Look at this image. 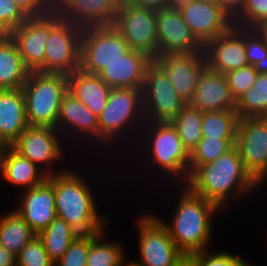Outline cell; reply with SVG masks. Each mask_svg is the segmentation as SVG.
Wrapping results in <instances>:
<instances>
[{
	"label": "cell",
	"instance_id": "29",
	"mask_svg": "<svg viewBox=\"0 0 267 266\" xmlns=\"http://www.w3.org/2000/svg\"><path fill=\"white\" fill-rule=\"evenodd\" d=\"M79 236L71 226L56 217L43 231L38 234L50 258L56 262L69 248L70 243Z\"/></svg>",
	"mask_w": 267,
	"mask_h": 266
},
{
	"label": "cell",
	"instance_id": "10",
	"mask_svg": "<svg viewBox=\"0 0 267 266\" xmlns=\"http://www.w3.org/2000/svg\"><path fill=\"white\" fill-rule=\"evenodd\" d=\"M234 147L246 171L262 184L267 178V117L239 119Z\"/></svg>",
	"mask_w": 267,
	"mask_h": 266
},
{
	"label": "cell",
	"instance_id": "18",
	"mask_svg": "<svg viewBox=\"0 0 267 266\" xmlns=\"http://www.w3.org/2000/svg\"><path fill=\"white\" fill-rule=\"evenodd\" d=\"M157 56L166 53H193L203 46L192 35L180 11L169 8L156 11Z\"/></svg>",
	"mask_w": 267,
	"mask_h": 266
},
{
	"label": "cell",
	"instance_id": "50",
	"mask_svg": "<svg viewBox=\"0 0 267 266\" xmlns=\"http://www.w3.org/2000/svg\"><path fill=\"white\" fill-rule=\"evenodd\" d=\"M131 262H127L126 260H125V262L123 261L119 266H124L125 265V263H126V266H138L135 262H134V260H130Z\"/></svg>",
	"mask_w": 267,
	"mask_h": 266
},
{
	"label": "cell",
	"instance_id": "26",
	"mask_svg": "<svg viewBox=\"0 0 267 266\" xmlns=\"http://www.w3.org/2000/svg\"><path fill=\"white\" fill-rule=\"evenodd\" d=\"M0 172L4 180L15 186L25 187L26 190L43 184L48 177L41 168L21 156L11 146L4 150Z\"/></svg>",
	"mask_w": 267,
	"mask_h": 266
},
{
	"label": "cell",
	"instance_id": "45",
	"mask_svg": "<svg viewBox=\"0 0 267 266\" xmlns=\"http://www.w3.org/2000/svg\"><path fill=\"white\" fill-rule=\"evenodd\" d=\"M0 266H17L16 256L0 245Z\"/></svg>",
	"mask_w": 267,
	"mask_h": 266
},
{
	"label": "cell",
	"instance_id": "30",
	"mask_svg": "<svg viewBox=\"0 0 267 266\" xmlns=\"http://www.w3.org/2000/svg\"><path fill=\"white\" fill-rule=\"evenodd\" d=\"M239 119L267 117V73L258 74L255 83L236 101Z\"/></svg>",
	"mask_w": 267,
	"mask_h": 266
},
{
	"label": "cell",
	"instance_id": "46",
	"mask_svg": "<svg viewBox=\"0 0 267 266\" xmlns=\"http://www.w3.org/2000/svg\"><path fill=\"white\" fill-rule=\"evenodd\" d=\"M195 0H168L167 8L181 11Z\"/></svg>",
	"mask_w": 267,
	"mask_h": 266
},
{
	"label": "cell",
	"instance_id": "49",
	"mask_svg": "<svg viewBox=\"0 0 267 266\" xmlns=\"http://www.w3.org/2000/svg\"><path fill=\"white\" fill-rule=\"evenodd\" d=\"M7 145L0 139V163L3 157V153Z\"/></svg>",
	"mask_w": 267,
	"mask_h": 266
},
{
	"label": "cell",
	"instance_id": "23",
	"mask_svg": "<svg viewBox=\"0 0 267 266\" xmlns=\"http://www.w3.org/2000/svg\"><path fill=\"white\" fill-rule=\"evenodd\" d=\"M57 129L59 132L61 131L60 133L63 134V138H66L64 135L66 133L68 135H75L73 133L78 135L79 133V138L87 135L91 140L94 138L100 141L98 117L70 92H67L62 98Z\"/></svg>",
	"mask_w": 267,
	"mask_h": 266
},
{
	"label": "cell",
	"instance_id": "14",
	"mask_svg": "<svg viewBox=\"0 0 267 266\" xmlns=\"http://www.w3.org/2000/svg\"><path fill=\"white\" fill-rule=\"evenodd\" d=\"M60 19L61 17L53 10L43 16L29 17L9 33L31 72L45 73V46L49 31Z\"/></svg>",
	"mask_w": 267,
	"mask_h": 266
},
{
	"label": "cell",
	"instance_id": "20",
	"mask_svg": "<svg viewBox=\"0 0 267 266\" xmlns=\"http://www.w3.org/2000/svg\"><path fill=\"white\" fill-rule=\"evenodd\" d=\"M152 61L153 58L145 52L131 49L97 75L111 88L142 89L147 67Z\"/></svg>",
	"mask_w": 267,
	"mask_h": 266
},
{
	"label": "cell",
	"instance_id": "36",
	"mask_svg": "<svg viewBox=\"0 0 267 266\" xmlns=\"http://www.w3.org/2000/svg\"><path fill=\"white\" fill-rule=\"evenodd\" d=\"M17 266H54L42 240L35 236L16 256Z\"/></svg>",
	"mask_w": 267,
	"mask_h": 266
},
{
	"label": "cell",
	"instance_id": "31",
	"mask_svg": "<svg viewBox=\"0 0 267 266\" xmlns=\"http://www.w3.org/2000/svg\"><path fill=\"white\" fill-rule=\"evenodd\" d=\"M238 114L235 110L203 112L202 137L236 139Z\"/></svg>",
	"mask_w": 267,
	"mask_h": 266
},
{
	"label": "cell",
	"instance_id": "11",
	"mask_svg": "<svg viewBox=\"0 0 267 266\" xmlns=\"http://www.w3.org/2000/svg\"><path fill=\"white\" fill-rule=\"evenodd\" d=\"M82 28L60 19L49 31L45 46V73L69 75L80 68Z\"/></svg>",
	"mask_w": 267,
	"mask_h": 266
},
{
	"label": "cell",
	"instance_id": "37",
	"mask_svg": "<svg viewBox=\"0 0 267 266\" xmlns=\"http://www.w3.org/2000/svg\"><path fill=\"white\" fill-rule=\"evenodd\" d=\"M232 97L237 101L256 81L258 73L255 67L248 64L225 74Z\"/></svg>",
	"mask_w": 267,
	"mask_h": 266
},
{
	"label": "cell",
	"instance_id": "1",
	"mask_svg": "<svg viewBox=\"0 0 267 266\" xmlns=\"http://www.w3.org/2000/svg\"><path fill=\"white\" fill-rule=\"evenodd\" d=\"M185 182L191 192L220 209L231 195L242 196L260 186L246 171L235 147L214 162L197 167Z\"/></svg>",
	"mask_w": 267,
	"mask_h": 266
},
{
	"label": "cell",
	"instance_id": "43",
	"mask_svg": "<svg viewBox=\"0 0 267 266\" xmlns=\"http://www.w3.org/2000/svg\"><path fill=\"white\" fill-rule=\"evenodd\" d=\"M245 0H219L221 10L232 20L242 13Z\"/></svg>",
	"mask_w": 267,
	"mask_h": 266
},
{
	"label": "cell",
	"instance_id": "35",
	"mask_svg": "<svg viewBox=\"0 0 267 266\" xmlns=\"http://www.w3.org/2000/svg\"><path fill=\"white\" fill-rule=\"evenodd\" d=\"M267 22V0H245L242 13L233 25L245 29H257Z\"/></svg>",
	"mask_w": 267,
	"mask_h": 266
},
{
	"label": "cell",
	"instance_id": "7",
	"mask_svg": "<svg viewBox=\"0 0 267 266\" xmlns=\"http://www.w3.org/2000/svg\"><path fill=\"white\" fill-rule=\"evenodd\" d=\"M130 50L131 47L113 25L82 28L79 69L97 75Z\"/></svg>",
	"mask_w": 267,
	"mask_h": 266
},
{
	"label": "cell",
	"instance_id": "3",
	"mask_svg": "<svg viewBox=\"0 0 267 266\" xmlns=\"http://www.w3.org/2000/svg\"><path fill=\"white\" fill-rule=\"evenodd\" d=\"M183 191L170 224L155 217L168 230L176 247L189 258L195 253L209 250L207 247L213 230L211 219L220 208L187 187Z\"/></svg>",
	"mask_w": 267,
	"mask_h": 266
},
{
	"label": "cell",
	"instance_id": "15",
	"mask_svg": "<svg viewBox=\"0 0 267 266\" xmlns=\"http://www.w3.org/2000/svg\"><path fill=\"white\" fill-rule=\"evenodd\" d=\"M153 60L164 70L179 97L189 104L200 77L207 69L204 51L166 53Z\"/></svg>",
	"mask_w": 267,
	"mask_h": 266
},
{
	"label": "cell",
	"instance_id": "39",
	"mask_svg": "<svg viewBox=\"0 0 267 266\" xmlns=\"http://www.w3.org/2000/svg\"><path fill=\"white\" fill-rule=\"evenodd\" d=\"M28 18L15 0H0V34H9Z\"/></svg>",
	"mask_w": 267,
	"mask_h": 266
},
{
	"label": "cell",
	"instance_id": "33",
	"mask_svg": "<svg viewBox=\"0 0 267 266\" xmlns=\"http://www.w3.org/2000/svg\"><path fill=\"white\" fill-rule=\"evenodd\" d=\"M104 230L89 235V253L86 266H119L125 257L123 248L118 243L101 242Z\"/></svg>",
	"mask_w": 267,
	"mask_h": 266
},
{
	"label": "cell",
	"instance_id": "41",
	"mask_svg": "<svg viewBox=\"0 0 267 266\" xmlns=\"http://www.w3.org/2000/svg\"><path fill=\"white\" fill-rule=\"evenodd\" d=\"M246 60L254 66L267 57V44L257 29H245Z\"/></svg>",
	"mask_w": 267,
	"mask_h": 266
},
{
	"label": "cell",
	"instance_id": "17",
	"mask_svg": "<svg viewBox=\"0 0 267 266\" xmlns=\"http://www.w3.org/2000/svg\"><path fill=\"white\" fill-rule=\"evenodd\" d=\"M121 0H53V10L81 28L111 26Z\"/></svg>",
	"mask_w": 267,
	"mask_h": 266
},
{
	"label": "cell",
	"instance_id": "25",
	"mask_svg": "<svg viewBox=\"0 0 267 266\" xmlns=\"http://www.w3.org/2000/svg\"><path fill=\"white\" fill-rule=\"evenodd\" d=\"M67 80L68 92L99 117L106 107L112 88L98 75L88 74L80 69L67 75Z\"/></svg>",
	"mask_w": 267,
	"mask_h": 266
},
{
	"label": "cell",
	"instance_id": "4",
	"mask_svg": "<svg viewBox=\"0 0 267 266\" xmlns=\"http://www.w3.org/2000/svg\"><path fill=\"white\" fill-rule=\"evenodd\" d=\"M21 89L29 125L57 129L62 98L68 92L67 75L32 71Z\"/></svg>",
	"mask_w": 267,
	"mask_h": 266
},
{
	"label": "cell",
	"instance_id": "48",
	"mask_svg": "<svg viewBox=\"0 0 267 266\" xmlns=\"http://www.w3.org/2000/svg\"><path fill=\"white\" fill-rule=\"evenodd\" d=\"M257 30L264 37L267 44V22L263 23L260 27H258Z\"/></svg>",
	"mask_w": 267,
	"mask_h": 266
},
{
	"label": "cell",
	"instance_id": "32",
	"mask_svg": "<svg viewBox=\"0 0 267 266\" xmlns=\"http://www.w3.org/2000/svg\"><path fill=\"white\" fill-rule=\"evenodd\" d=\"M202 119V111L186 104L171 121L180 136L183 146L189 153L202 139Z\"/></svg>",
	"mask_w": 267,
	"mask_h": 266
},
{
	"label": "cell",
	"instance_id": "44",
	"mask_svg": "<svg viewBox=\"0 0 267 266\" xmlns=\"http://www.w3.org/2000/svg\"><path fill=\"white\" fill-rule=\"evenodd\" d=\"M135 7L153 9L155 11L167 8L168 0H124Z\"/></svg>",
	"mask_w": 267,
	"mask_h": 266
},
{
	"label": "cell",
	"instance_id": "42",
	"mask_svg": "<svg viewBox=\"0 0 267 266\" xmlns=\"http://www.w3.org/2000/svg\"><path fill=\"white\" fill-rule=\"evenodd\" d=\"M28 17H39L53 11V0H15Z\"/></svg>",
	"mask_w": 267,
	"mask_h": 266
},
{
	"label": "cell",
	"instance_id": "52",
	"mask_svg": "<svg viewBox=\"0 0 267 266\" xmlns=\"http://www.w3.org/2000/svg\"><path fill=\"white\" fill-rule=\"evenodd\" d=\"M242 266H252V265H249L248 262H245Z\"/></svg>",
	"mask_w": 267,
	"mask_h": 266
},
{
	"label": "cell",
	"instance_id": "16",
	"mask_svg": "<svg viewBox=\"0 0 267 266\" xmlns=\"http://www.w3.org/2000/svg\"><path fill=\"white\" fill-rule=\"evenodd\" d=\"M207 68L222 74L248 65L245 28L232 25L224 34L203 46Z\"/></svg>",
	"mask_w": 267,
	"mask_h": 266
},
{
	"label": "cell",
	"instance_id": "40",
	"mask_svg": "<svg viewBox=\"0 0 267 266\" xmlns=\"http://www.w3.org/2000/svg\"><path fill=\"white\" fill-rule=\"evenodd\" d=\"M212 254L208 250L193 254L189 259L195 266H242L246 261L240 256L223 252H214Z\"/></svg>",
	"mask_w": 267,
	"mask_h": 266
},
{
	"label": "cell",
	"instance_id": "21",
	"mask_svg": "<svg viewBox=\"0 0 267 266\" xmlns=\"http://www.w3.org/2000/svg\"><path fill=\"white\" fill-rule=\"evenodd\" d=\"M24 191L21 205L16 211L38 235L57 217L54 188L46 180Z\"/></svg>",
	"mask_w": 267,
	"mask_h": 266
},
{
	"label": "cell",
	"instance_id": "22",
	"mask_svg": "<svg viewBox=\"0 0 267 266\" xmlns=\"http://www.w3.org/2000/svg\"><path fill=\"white\" fill-rule=\"evenodd\" d=\"M189 105L202 112L236 110L226 76L208 68L200 77Z\"/></svg>",
	"mask_w": 267,
	"mask_h": 266
},
{
	"label": "cell",
	"instance_id": "38",
	"mask_svg": "<svg viewBox=\"0 0 267 266\" xmlns=\"http://www.w3.org/2000/svg\"><path fill=\"white\" fill-rule=\"evenodd\" d=\"M89 253V235L77 236L54 266H86Z\"/></svg>",
	"mask_w": 267,
	"mask_h": 266
},
{
	"label": "cell",
	"instance_id": "28",
	"mask_svg": "<svg viewBox=\"0 0 267 266\" xmlns=\"http://www.w3.org/2000/svg\"><path fill=\"white\" fill-rule=\"evenodd\" d=\"M37 234L15 210L0 218V245L17 256Z\"/></svg>",
	"mask_w": 267,
	"mask_h": 266
},
{
	"label": "cell",
	"instance_id": "6",
	"mask_svg": "<svg viewBox=\"0 0 267 266\" xmlns=\"http://www.w3.org/2000/svg\"><path fill=\"white\" fill-rule=\"evenodd\" d=\"M142 89L112 88L106 107L98 117L100 143L106 144L145 122ZM140 124L137 123V120ZM140 120V121H139ZM134 122V123H133ZM135 124V125H134ZM136 124L138 126H136ZM129 126V127H128ZM125 131V133H124Z\"/></svg>",
	"mask_w": 267,
	"mask_h": 266
},
{
	"label": "cell",
	"instance_id": "19",
	"mask_svg": "<svg viewBox=\"0 0 267 266\" xmlns=\"http://www.w3.org/2000/svg\"><path fill=\"white\" fill-rule=\"evenodd\" d=\"M192 35L204 46L217 36L224 34L232 25V20L219 5L195 0L180 11Z\"/></svg>",
	"mask_w": 267,
	"mask_h": 266
},
{
	"label": "cell",
	"instance_id": "5",
	"mask_svg": "<svg viewBox=\"0 0 267 266\" xmlns=\"http://www.w3.org/2000/svg\"><path fill=\"white\" fill-rule=\"evenodd\" d=\"M139 127H141L140 129L145 128L147 130L144 134L145 141L143 143L151 151L149 152L151 153L149 157L152 158V162L154 161V167L157 166L155 168H159L158 171L163 172L162 174L165 173V175L177 177L180 179V183L184 180L187 181L189 176V152L183 146L173 124L171 122L145 121ZM146 137H148L149 141Z\"/></svg>",
	"mask_w": 267,
	"mask_h": 266
},
{
	"label": "cell",
	"instance_id": "24",
	"mask_svg": "<svg viewBox=\"0 0 267 266\" xmlns=\"http://www.w3.org/2000/svg\"><path fill=\"white\" fill-rule=\"evenodd\" d=\"M28 126L22 89L0 90V139L11 146Z\"/></svg>",
	"mask_w": 267,
	"mask_h": 266
},
{
	"label": "cell",
	"instance_id": "2",
	"mask_svg": "<svg viewBox=\"0 0 267 266\" xmlns=\"http://www.w3.org/2000/svg\"><path fill=\"white\" fill-rule=\"evenodd\" d=\"M55 193L58 218L64 219L78 235H94L108 224L99 216L90 187L79 174L66 170L47 177Z\"/></svg>",
	"mask_w": 267,
	"mask_h": 266
},
{
	"label": "cell",
	"instance_id": "12",
	"mask_svg": "<svg viewBox=\"0 0 267 266\" xmlns=\"http://www.w3.org/2000/svg\"><path fill=\"white\" fill-rule=\"evenodd\" d=\"M113 26L123 36L131 49L157 57L158 39L156 11L135 7L120 1Z\"/></svg>",
	"mask_w": 267,
	"mask_h": 266
},
{
	"label": "cell",
	"instance_id": "51",
	"mask_svg": "<svg viewBox=\"0 0 267 266\" xmlns=\"http://www.w3.org/2000/svg\"><path fill=\"white\" fill-rule=\"evenodd\" d=\"M200 2H206L209 4L219 5V0H199Z\"/></svg>",
	"mask_w": 267,
	"mask_h": 266
},
{
	"label": "cell",
	"instance_id": "13",
	"mask_svg": "<svg viewBox=\"0 0 267 266\" xmlns=\"http://www.w3.org/2000/svg\"><path fill=\"white\" fill-rule=\"evenodd\" d=\"M60 137L63 136L56 128L29 125L11 147L50 176L66 171L65 169L60 171L59 169L57 171L52 169L54 161L56 162V160H62L63 158Z\"/></svg>",
	"mask_w": 267,
	"mask_h": 266
},
{
	"label": "cell",
	"instance_id": "27",
	"mask_svg": "<svg viewBox=\"0 0 267 266\" xmlns=\"http://www.w3.org/2000/svg\"><path fill=\"white\" fill-rule=\"evenodd\" d=\"M31 71L9 34H0V90L21 89Z\"/></svg>",
	"mask_w": 267,
	"mask_h": 266
},
{
	"label": "cell",
	"instance_id": "8",
	"mask_svg": "<svg viewBox=\"0 0 267 266\" xmlns=\"http://www.w3.org/2000/svg\"><path fill=\"white\" fill-rule=\"evenodd\" d=\"M142 96L147 122H171L186 105L154 60L147 67Z\"/></svg>",
	"mask_w": 267,
	"mask_h": 266
},
{
	"label": "cell",
	"instance_id": "9",
	"mask_svg": "<svg viewBox=\"0 0 267 266\" xmlns=\"http://www.w3.org/2000/svg\"><path fill=\"white\" fill-rule=\"evenodd\" d=\"M138 221L141 261H134L138 266H179L187 258L154 215L145 214Z\"/></svg>",
	"mask_w": 267,
	"mask_h": 266
},
{
	"label": "cell",
	"instance_id": "34",
	"mask_svg": "<svg viewBox=\"0 0 267 266\" xmlns=\"http://www.w3.org/2000/svg\"><path fill=\"white\" fill-rule=\"evenodd\" d=\"M235 139L202 137L189 153V175L199 166L214 162L234 147Z\"/></svg>",
	"mask_w": 267,
	"mask_h": 266
},
{
	"label": "cell",
	"instance_id": "47",
	"mask_svg": "<svg viewBox=\"0 0 267 266\" xmlns=\"http://www.w3.org/2000/svg\"><path fill=\"white\" fill-rule=\"evenodd\" d=\"M255 70L258 74H265L267 73V57L258 61L255 65Z\"/></svg>",
	"mask_w": 267,
	"mask_h": 266
}]
</instances>
